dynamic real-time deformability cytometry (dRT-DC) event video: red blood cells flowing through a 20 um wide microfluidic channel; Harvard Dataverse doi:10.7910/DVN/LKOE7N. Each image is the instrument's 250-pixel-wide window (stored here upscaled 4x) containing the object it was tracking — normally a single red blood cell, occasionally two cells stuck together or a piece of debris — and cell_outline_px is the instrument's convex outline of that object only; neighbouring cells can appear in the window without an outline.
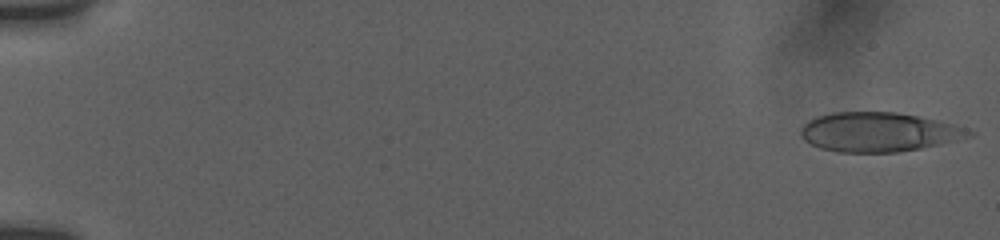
{"species": "human", "species_latin": "Homo sapiens", "temperature_condition": "room temperature", "stored_images_in_passage": 55, "camera_frame_rate_fps": 3000, "um_per_image_px": 0.085, "donor": {"sex": "female"}, "frame": {"image": 1, "passage_image": 1, "time_ms": 0.0, "image_size_px": [1000, 240], "cell_outline_px": [[976, 132], [972, 136], [956, 140], [920, 148], [896, 152], [836, 152], [820, 148], [804, 140], [800, 136], [800, 128], [808, 120], [816, 116], [832, 112], [896, 112], [920, 116], [940, 120], [956, 124]], "centroid_in_image_um": [74.68, 11.21], "position_along_channel_um": 10.3, "area_um2": 38.78}}
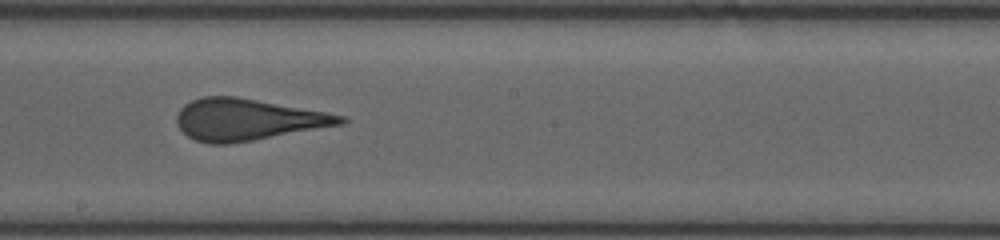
{"frame": {"image": 2, "passage_image": 32, "time_ms": 10.333, "image_size_px": [1000, 240], "cell_outline_px": [[348, 120], [344, 124], [252, 140], [228, 144], [208, 144], [196, 140], [188, 136], [180, 128], [176, 120], [176, 116], [180, 108], [184, 104], [192, 100], [204, 96], [236, 96], [324, 112], [344, 116]], "centroid_in_image_um": [21.0, 10.16], "position_along_channel_um": 227.2, "area_um2": 39.3}}
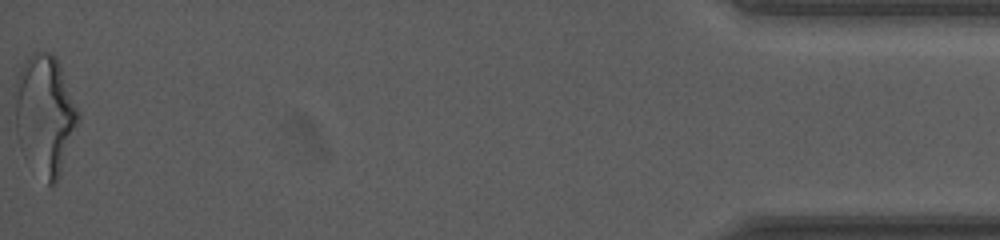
{"frame": {"image": 3, "passage_image": 55, "time_ms": 18.0, "image_size_px": [1000, 240], "cell_outline_px": [[80, 120], [60, 176], [56, 184], [48, 184], [20, 148], [16, 132], [16, 80], [20, 68], [28, 56], [32, 52], [52, 52], [56, 56], [80, 112]], "centroid_in_image_um": [3.85, 9.72], "position_along_channel_um": 431.4, "area_um2": 43.93}, "authors_computed_cell_mechanics": {"area_um2": 39.3618, "velocity_mm_per_s": 3.7779, "shape_relaxation_time_tau1_ms": 6.2046, "shape_relaxation_time_tau2_ms": 0.8883, "deformation_change_tau1": 0.1945, "deformation_change_tau2": 0.0987}}